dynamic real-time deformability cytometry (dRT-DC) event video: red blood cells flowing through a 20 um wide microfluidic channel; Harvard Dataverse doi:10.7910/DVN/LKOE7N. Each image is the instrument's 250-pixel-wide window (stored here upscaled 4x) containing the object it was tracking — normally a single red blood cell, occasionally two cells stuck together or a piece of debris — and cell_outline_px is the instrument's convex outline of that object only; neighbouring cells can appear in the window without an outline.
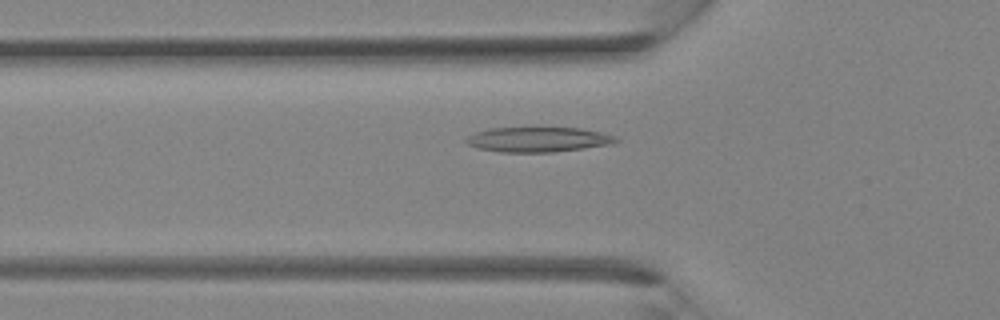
{"species": "Egyptian fruit bat (a non-hibernating species)", "species_latin": "Rousettus aegyptiacus", "temperature_condition": "room temperature", "stored_images_in_passage": 36, "camera_frame_rate_fps": 3000, "um_per_image_px": 0.085, "animal": {"sex": "female"}, "frame": {"image": 1, "passage_image": 12, "time_ms": 3.667, "image_size_px": [1000, 320], "cell_outline_px": [[620, 140], [612, 144], [584, 148], [552, 152], [500, 152], [480, 148], [468, 144], [464, 140], [468, 136], [476, 132], [492, 128], [580, 128], [600, 132], [616, 136]], "centroid_in_image_um": [45.77, 11.86], "position_along_channel_um": 80.0, "area_um2": 21.56}}
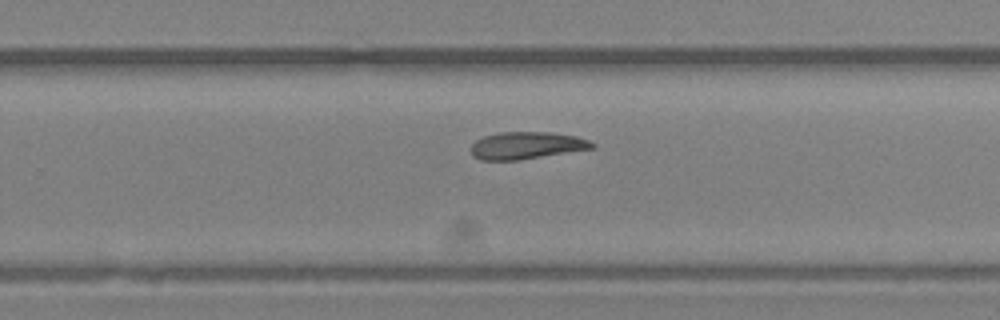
{"frame": {"image": 2, "passage_image": 23, "time_ms": 7.333, "image_size_px": [1000, 320], "cell_outline_px": [[596, 148], [520, 160], [480, 160], [472, 156], [472, 144], [476, 140], [484, 136], [500, 132], [552, 132], [576, 136], [588, 140], [596, 144]], "centroid_in_image_um": [44.78, 12.37], "position_along_channel_um": 285.0, "area_um2": 19.36}}
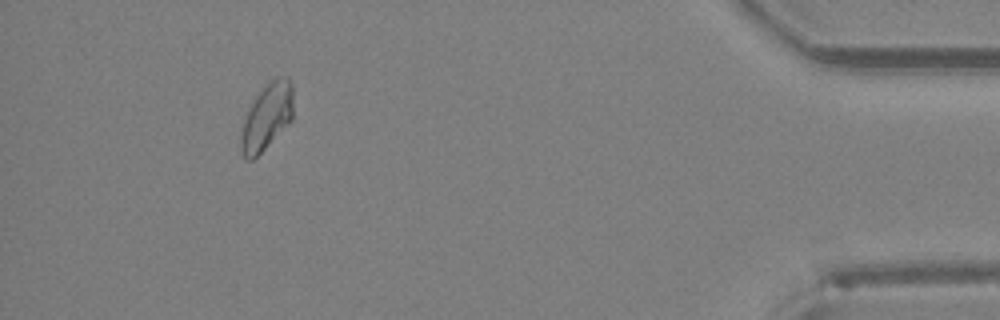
{"frame": {"image": 3, "passage_image": 33, "time_ms": 10.667, "image_size_px": [1000, 320], "cell_outline_px": [[292, 120], [252, 160], [248, 160], [244, 156], [240, 148], [240, 140], [244, 120], [256, 96], [276, 76], [288, 76], [292, 84]], "centroid_in_image_um": [22.7, 9.91], "position_along_channel_um": 412.5, "area_um2": 19.59}}